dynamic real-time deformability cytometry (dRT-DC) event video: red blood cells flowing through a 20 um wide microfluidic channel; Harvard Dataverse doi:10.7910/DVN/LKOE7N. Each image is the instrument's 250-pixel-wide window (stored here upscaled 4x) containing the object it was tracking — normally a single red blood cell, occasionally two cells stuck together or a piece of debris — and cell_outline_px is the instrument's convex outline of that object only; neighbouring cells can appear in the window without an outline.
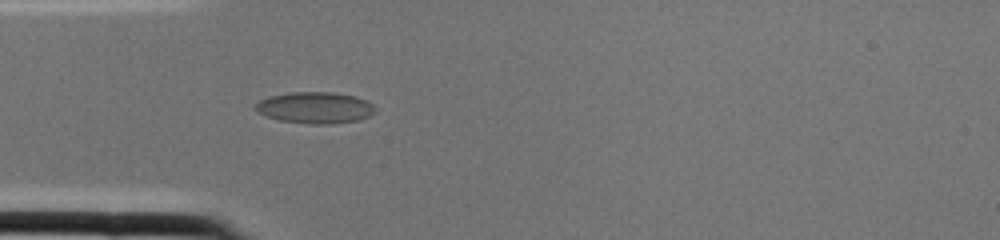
{"species": "common noctule bat (a hibernating species)", "species_latin": "Nyctalus noctula", "temperature_condition": "cold", "stored_images_in_passage": 2, "camera_frame_rate_fps": 3000, "um_per_image_px": 0.085, "animal": {"sex": "female", "body_mass_g": 22.0, "forearm_length_mm": 56.7}, "frame": {"image": 1, "passage_image": 2, "time_ms": 0.333, "image_size_px": [1000, 240], "cell_outline_px": [[376, 112], [360, 120], [332, 124], [308, 124], [280, 120], [264, 116], [256, 112], [252, 108], [252, 104], [268, 96], [292, 92], [332, 92], [356, 96], [368, 100], [376, 108]], "centroid_in_image_um": [26.75, 9.15], "position_along_channel_um": 58.2, "area_um2": 22.43}}